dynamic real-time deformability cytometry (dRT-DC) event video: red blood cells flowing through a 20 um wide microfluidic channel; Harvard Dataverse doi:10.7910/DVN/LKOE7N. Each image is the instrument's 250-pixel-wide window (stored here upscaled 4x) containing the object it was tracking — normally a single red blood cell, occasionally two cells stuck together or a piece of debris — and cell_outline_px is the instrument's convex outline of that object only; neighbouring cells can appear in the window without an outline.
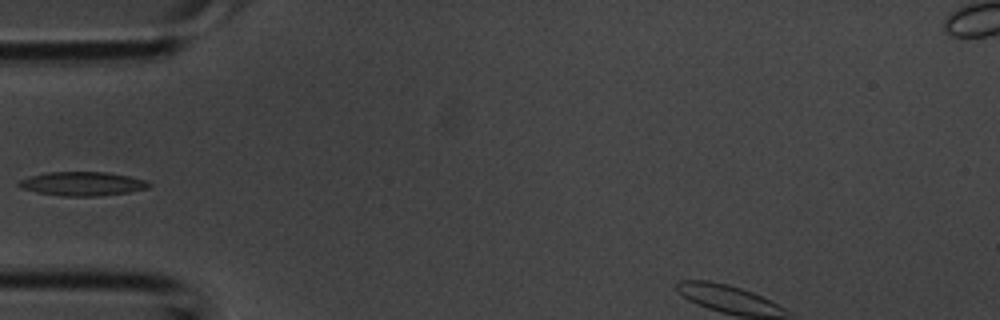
{"species": "common noctule bat (a hibernating species)", "species_latin": "Nyctalus noctula", "temperature_condition": "room temperature", "stored_images_in_passage": 3, "camera_frame_rate_fps": 3000, "um_per_image_px": 0.085, "animal": {"sex": "male", "body_mass_g": 20.1, "forearm_length_mm": 53.5}, "frame": {"image": 1, "passage_image": 3, "time_ms": 0.667, "image_size_px": [1000, 320], "cell_outline_px": [[152, 184], [148, 188], [128, 192], [96, 196], [64, 196], [36, 192], [20, 188], [16, 184], [20, 180], [28, 176], [48, 172], [108, 172], [128, 176], [144, 180]], "centroid_in_image_um": [6.96, 15.61], "position_along_channel_um": 78.0, "area_um2": 18.09}}